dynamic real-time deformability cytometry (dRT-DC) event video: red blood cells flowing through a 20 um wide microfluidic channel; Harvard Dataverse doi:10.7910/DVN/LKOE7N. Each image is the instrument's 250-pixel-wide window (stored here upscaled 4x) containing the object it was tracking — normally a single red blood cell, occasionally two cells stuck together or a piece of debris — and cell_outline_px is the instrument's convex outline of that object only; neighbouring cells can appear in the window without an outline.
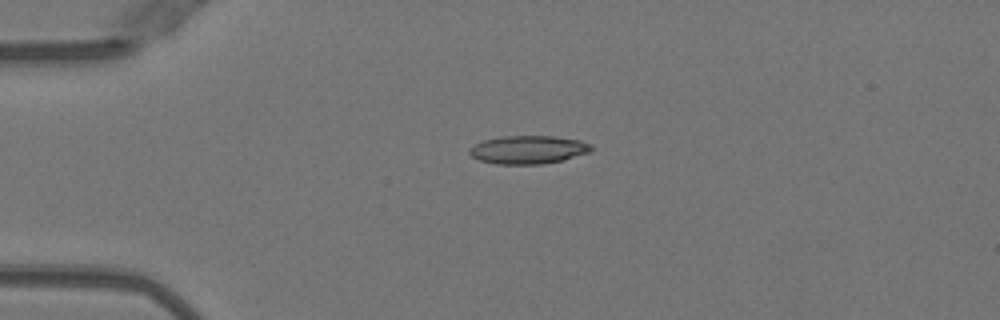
{"species": "Egyptian fruit bat (a non-hibernating species)", "species_latin": "Rousettus aegyptiacus", "temperature_condition": "warm", "stored_images_in_passage": 39, "camera_frame_rate_fps": 3000, "um_per_image_px": 0.085, "animal": {"sex": "female"}, "frame": {"image": 1, "passage_image": 1, "time_ms": 0.0, "image_size_px": [1000, 320], "cell_outline_px": [[592, 152], [560, 160], [540, 164], [496, 164], [480, 160], [472, 156], [468, 152], [468, 148], [484, 140], [504, 136], [556, 136], [580, 140], [592, 144]], "centroid_in_image_um": [44.92, 12.72], "position_along_channel_um": 40.1, "area_um2": 20.0}}
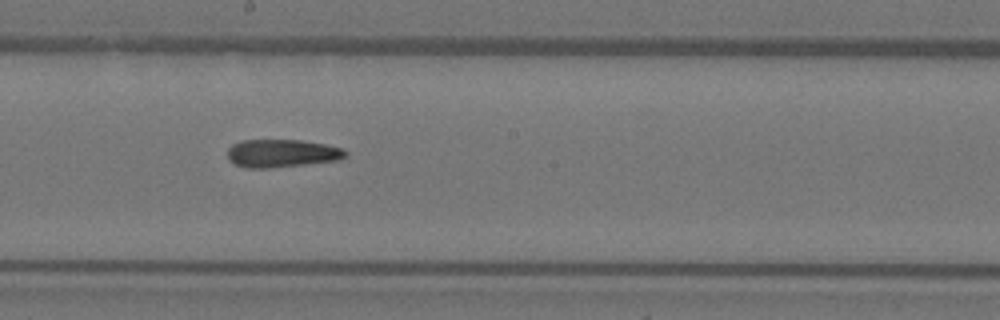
{"frame": {"image": 2, "passage_image": 17, "time_ms": 5.333, "image_size_px": [1000, 320], "cell_outline_px": [[348, 156], [340, 160], [272, 168], [244, 168], [228, 160], [228, 148], [232, 144], [244, 140], [300, 140], [324, 144], [344, 148], [348, 152]], "centroid_in_image_um": [23.98, 13.04], "position_along_channel_um": 224.2, "area_um2": 19.42}}
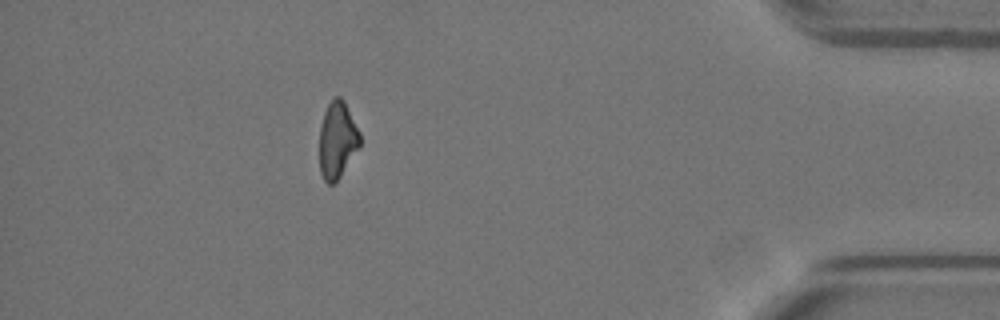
{"frame": {"image": 3, "passage_image": 34, "time_ms": 11.0, "image_size_px": [1000, 320], "cell_outline_px": [[360, 148], [336, 184], [328, 184], [324, 180], [320, 172], [320, 124], [324, 112], [332, 96], [340, 96], [344, 100], [360, 132]], "centroid_in_image_um": [28.68, 11.92], "position_along_channel_um": 406.5, "area_um2": 18.55}, "authors_computed_cell_mechanics": {"area_um2": 19.3052, "velocity_mm_per_s": 4.0484, "shape_relaxation_time_tau1_ms": null, "shape_relaxation_time_tau2_ms": 8.9217, "deformation_change_tau1": null, "deformation_change_tau2": 0.2397}}